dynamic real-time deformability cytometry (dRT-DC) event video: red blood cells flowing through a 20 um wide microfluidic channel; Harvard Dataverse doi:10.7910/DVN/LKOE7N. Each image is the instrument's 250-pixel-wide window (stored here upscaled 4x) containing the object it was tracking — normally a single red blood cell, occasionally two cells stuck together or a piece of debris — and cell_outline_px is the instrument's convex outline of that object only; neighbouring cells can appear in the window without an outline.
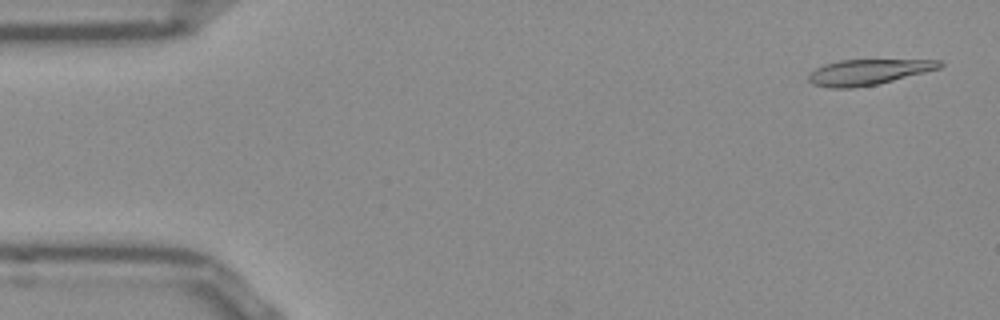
{"species": "Egyptian fruit bat (a non-hibernating species)", "species_latin": "Rousettus aegyptiacus", "temperature_condition": "room temperature", "stored_images_in_passage": 7, "camera_frame_rate_fps": 3000, "um_per_image_px": 0.085, "frame": {"image": 1, "passage_image": 2, "time_ms": 0.333, "image_size_px": [1000, 320], "cell_outline_px": [[944, 64], [940, 68], [876, 84], [852, 88], [828, 88], [812, 84], [808, 80], [808, 76], [816, 68], [824, 64], [840, 60], [940, 60]], "centroid_in_image_um": [73.75, 6.12], "position_along_channel_um": 11.2, "area_um2": 19.25}}